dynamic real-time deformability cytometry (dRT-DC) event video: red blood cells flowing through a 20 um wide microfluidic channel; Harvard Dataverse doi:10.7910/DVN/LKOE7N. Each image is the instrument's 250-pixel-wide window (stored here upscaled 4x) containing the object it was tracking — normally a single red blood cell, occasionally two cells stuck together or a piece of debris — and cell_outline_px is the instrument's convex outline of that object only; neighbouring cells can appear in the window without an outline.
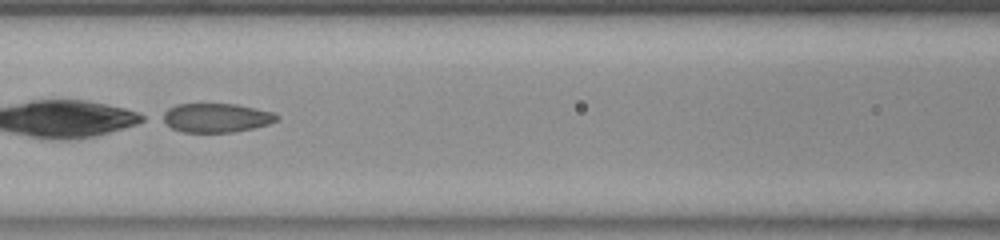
{"species": "common noctule bat (a hibernating species)", "species_latin": "Nyctalus noctula", "temperature_condition": "room temperature", "stored_images_in_passage": 52, "camera_frame_rate_fps": 3000, "um_per_image_px": 0.085, "animal": {"sex": "female", "body_mass_g": 23.0, "forearm_length_mm": 53.4}, "frame": {"image": 1, "passage_image": 23, "time_ms": 7.333, "image_size_px": [1000, 240], "cell_outline_px": [[280, 116], [276, 120], [268, 124], [252, 128], [232, 132], [184, 132], [172, 128], [160, 120], [156, 116], [168, 108], [176, 104], [236, 104], [256, 108], [272, 112]], "centroid_in_image_um": [18.29, 10.0], "position_along_channel_um": 148.3, "area_um2": 19.48}}